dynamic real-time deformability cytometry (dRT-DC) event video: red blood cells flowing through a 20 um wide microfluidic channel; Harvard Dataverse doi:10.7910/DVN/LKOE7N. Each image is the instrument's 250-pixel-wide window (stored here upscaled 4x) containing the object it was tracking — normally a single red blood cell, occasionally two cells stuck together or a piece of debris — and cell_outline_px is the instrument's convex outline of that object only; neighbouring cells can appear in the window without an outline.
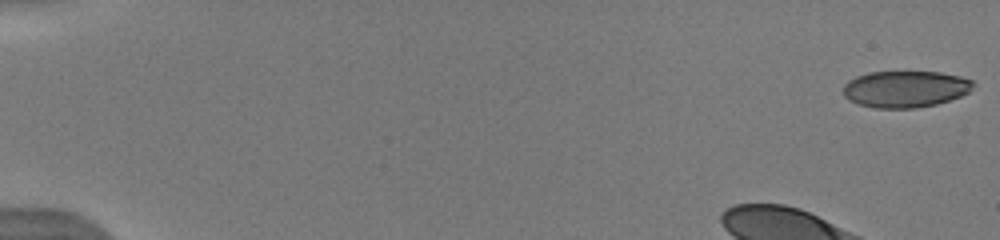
{"species": "human", "species_latin": "Homo sapiens", "temperature_condition": "warm", "stored_images_in_passage": 40, "camera_frame_rate_fps": 3000, "um_per_image_px": 0.085, "donor": {"sex": "male"}, "frame": {"image": 1, "passage_image": 1, "time_ms": 0.0, "image_size_px": [1000, 240], "cell_outline_px": [[976, 84], [968, 92], [960, 96], [936, 104], [916, 108], [876, 108], [860, 104], [848, 100], [844, 96], [844, 84], [848, 80], [856, 76], [868, 72], [940, 72], [960, 76], [972, 80]], "centroid_in_image_um": [76.95, 7.56], "position_along_channel_um": 8.1, "area_um2": 27.74}}
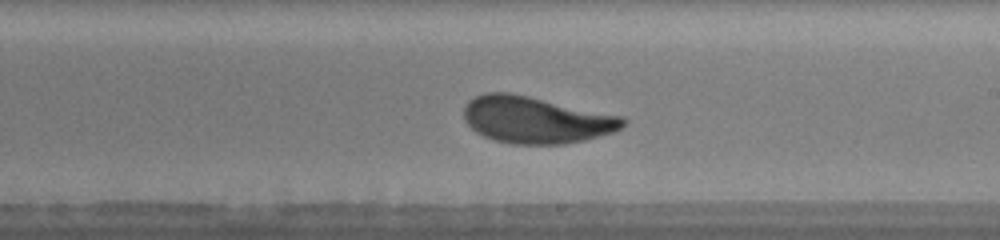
{"frame": {"image": 2, "passage_image": 29, "time_ms": 9.333, "image_size_px": [1000, 240], "cell_outline_px": [[628, 120], [620, 128], [612, 132], [584, 140], [564, 144], [512, 144], [496, 140], [484, 136], [476, 132], [464, 120], [464, 108], [468, 100], [484, 92], [508, 92], [528, 96], [624, 116]], "centroid_in_image_um": [45.55, 10.18], "position_along_channel_um": 243.5, "area_um2": 43.29}}